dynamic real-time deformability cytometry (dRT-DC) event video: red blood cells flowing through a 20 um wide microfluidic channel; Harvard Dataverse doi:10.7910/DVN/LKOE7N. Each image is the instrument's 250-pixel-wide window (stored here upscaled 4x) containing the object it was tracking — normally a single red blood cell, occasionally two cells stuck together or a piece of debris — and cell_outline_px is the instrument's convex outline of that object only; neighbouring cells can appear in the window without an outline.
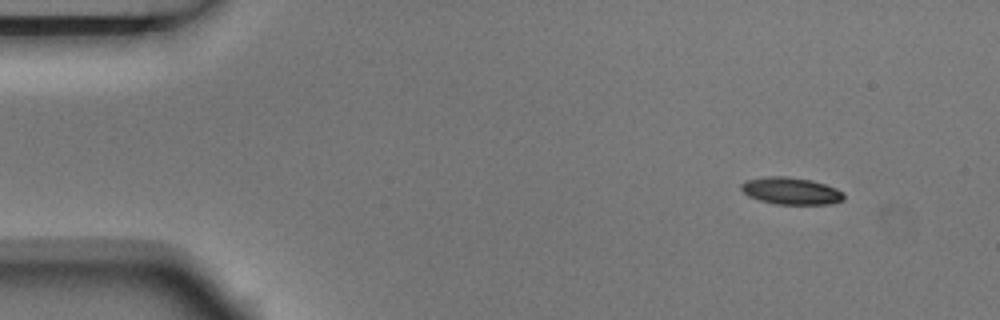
{"species": "Egyptian fruit bat (a non-hibernating species)", "species_latin": "Rousettus aegyptiacus", "temperature_condition": "room temperature", "stored_images_in_passage": 5, "camera_frame_rate_fps": 3000, "um_per_image_px": 0.085, "animal": {"sex": "male"}, "frame": {"image": 1, "passage_image": 1, "time_ms": 0.0, "image_size_px": [1000, 320], "cell_outline_px": [[844, 200], [832, 204], [776, 204], [760, 200], [748, 196], [740, 188], [740, 184], [748, 180], [768, 176], [784, 176], [812, 180], [836, 188], [844, 192]], "centroid_in_image_um": [67.26, 16.23], "position_along_channel_um": 17.7, "area_um2": 16.18}}
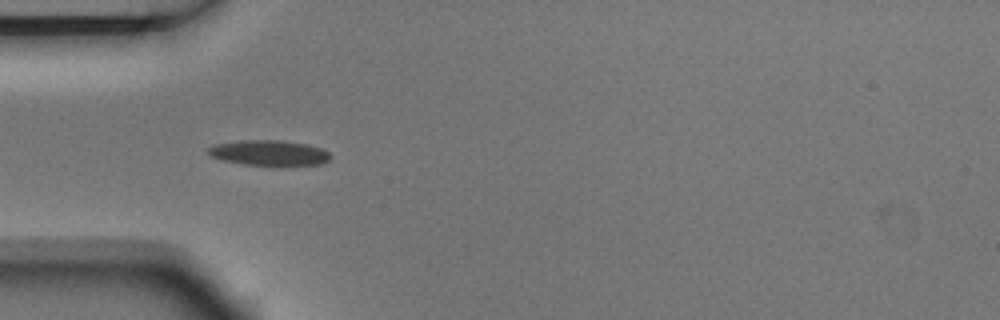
{"frame": {"image": 2, "passage_image": 4, "time_ms": 1.0, "image_size_px": [1000, 320], "cell_outline_px": [[328, 160], [320, 164], [244, 164], [224, 160], [212, 156], [208, 152], [208, 148], [216, 144], [244, 140], [280, 140], [308, 144], [320, 148], [328, 152]], "centroid_in_image_um": [22.85, 12.97], "position_along_channel_um": 62.1, "area_um2": 17.34}}
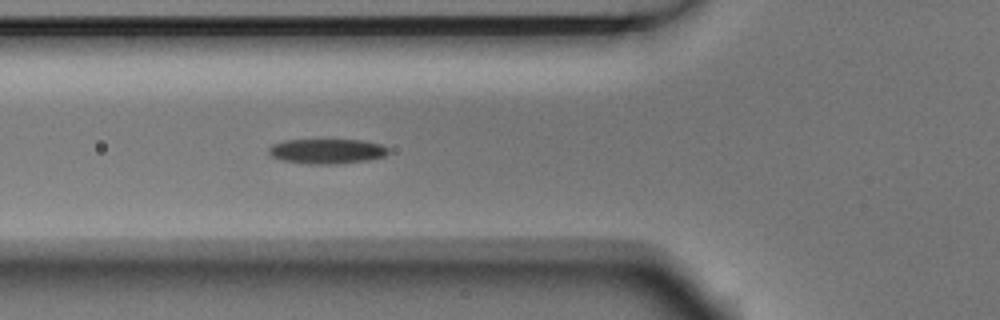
{"frame": {"image": 3, "passage_image": 5, "time_ms": 1.333, "image_size_px": [1000, 320], "cell_outline_px": [[388, 152], [384, 156], [368, 160], [336, 164], [308, 164], [280, 160], [272, 156], [268, 152], [268, 148], [272, 144], [284, 140], [360, 140], [380, 144], [388, 148]], "centroid_in_image_um": [27.75, 12.86], "position_along_channel_um": 98.1, "area_um2": 17.34}}